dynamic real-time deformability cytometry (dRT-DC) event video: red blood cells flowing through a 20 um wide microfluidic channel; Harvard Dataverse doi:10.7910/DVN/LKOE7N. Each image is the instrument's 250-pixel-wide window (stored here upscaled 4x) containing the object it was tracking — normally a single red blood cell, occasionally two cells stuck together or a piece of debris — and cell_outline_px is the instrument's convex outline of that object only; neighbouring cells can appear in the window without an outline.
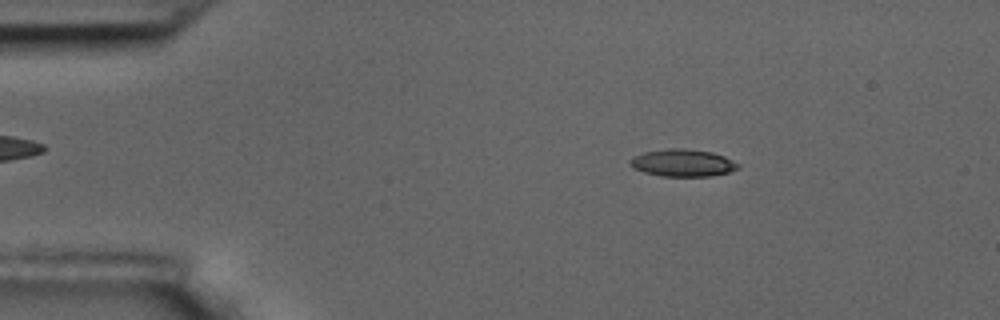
{"species": "common noctule bat (a hibernating species)", "species_latin": "Nyctalus noctula", "temperature_condition": "room temperature", "stored_images_in_passage": 57, "camera_frame_rate_fps": 3000, "um_per_image_px": 0.085, "animal": {"sex": "male", "body_mass_g": 17.5, "forearm_length_mm": 52.3}, "frame": {"image": 1, "passage_image": 9, "time_ms": 2.667, "image_size_px": [1000, 320], "cell_outline_px": [[740, 168], [728, 172], [712, 176], [660, 176], [644, 172], [632, 168], [628, 164], [628, 160], [632, 156], [644, 152], [668, 148], [684, 148], [712, 152], [724, 156], [740, 164]], "centroid_in_image_um": [57.99, 13.84], "position_along_channel_um": 27.0, "area_um2": 17.4}}
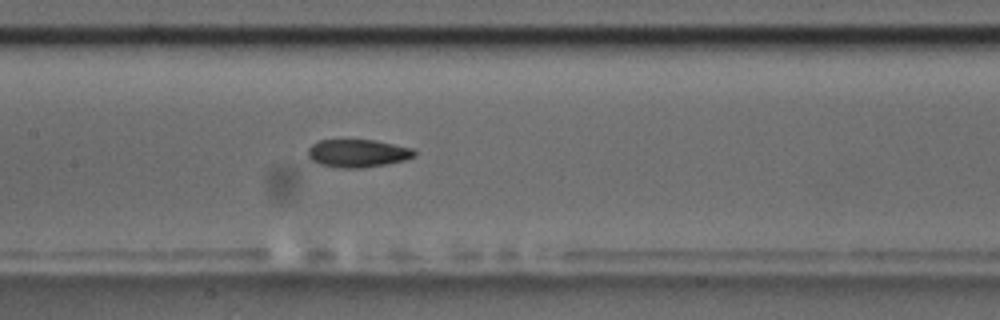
{"frame": {"image": 2, "passage_image": 27, "time_ms": 8.667, "image_size_px": [1000, 320], "cell_outline_px": [[416, 156], [404, 160], [388, 164], [364, 168], [336, 168], [320, 164], [312, 160], [308, 156], [308, 148], [312, 144], [320, 140], [376, 140], [412, 148], [416, 152]], "centroid_in_image_um": [30.42, 13.04], "position_along_channel_um": 177.0, "area_um2": 17.46}}
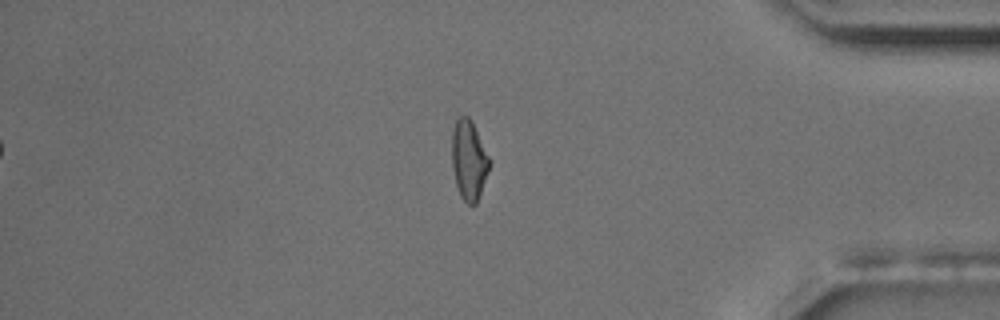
{"frame": {"image": 3, "passage_image": 48, "time_ms": 15.667, "image_size_px": [1000, 320], "cell_outline_px": [[492, 160], [488, 172], [476, 204], [468, 204], [460, 196], [456, 184], [452, 168], [452, 132], [456, 120], [460, 116], [468, 116], [472, 120]], "centroid_in_image_um": [39.87, 13.58], "position_along_channel_um": 395.3, "area_um2": 17.63}, "authors_computed_cell_mechanics": {"area_um2": 17.3978, "velocity_mm_per_s": 3.5335, "shape_relaxation_time_tau1_ms": 4.5637, "shape_relaxation_time_tau2_ms": 5.593, "deformation_change_tau1": 0.1525, "deformation_change_tau2": 0.136}}